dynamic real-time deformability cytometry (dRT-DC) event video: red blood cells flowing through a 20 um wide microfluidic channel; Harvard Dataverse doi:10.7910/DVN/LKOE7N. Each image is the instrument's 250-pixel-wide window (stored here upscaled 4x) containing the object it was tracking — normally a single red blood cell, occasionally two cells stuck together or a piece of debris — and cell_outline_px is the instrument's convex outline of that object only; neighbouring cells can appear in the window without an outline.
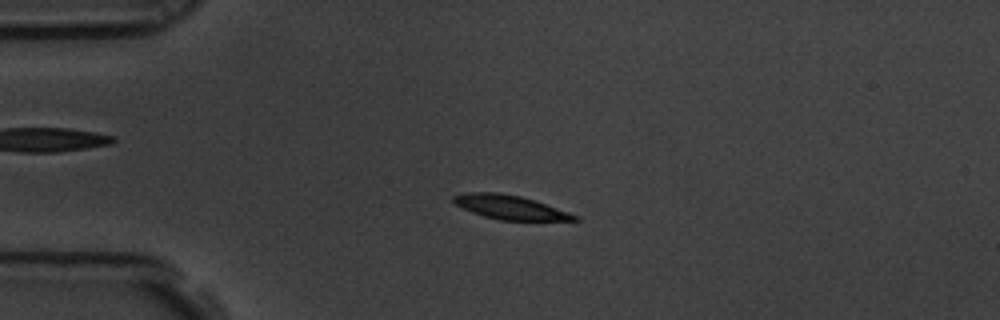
{"species": "common noctule bat (a hibernating species)", "species_latin": "Nyctalus noctula", "temperature_condition": "room temperature", "stored_images_in_passage": 5, "camera_frame_rate_fps": 3000, "um_per_image_px": 0.085, "animal": {"sex": "male", "body_mass_g": 19.5, "forearm_length_mm": 54.6}, "frame": {"image": 1, "passage_image": 5, "time_ms": 1.333, "image_size_px": [1000, 320], "cell_outline_px": [[580, 220], [500, 220], [484, 216], [472, 212], [456, 204], [452, 200], [452, 196], [464, 192], [500, 192], [520, 196], [580, 216]], "centroid_in_image_um": [43.32, 17.61], "position_along_channel_um": 41.7, "area_um2": 16.7}}